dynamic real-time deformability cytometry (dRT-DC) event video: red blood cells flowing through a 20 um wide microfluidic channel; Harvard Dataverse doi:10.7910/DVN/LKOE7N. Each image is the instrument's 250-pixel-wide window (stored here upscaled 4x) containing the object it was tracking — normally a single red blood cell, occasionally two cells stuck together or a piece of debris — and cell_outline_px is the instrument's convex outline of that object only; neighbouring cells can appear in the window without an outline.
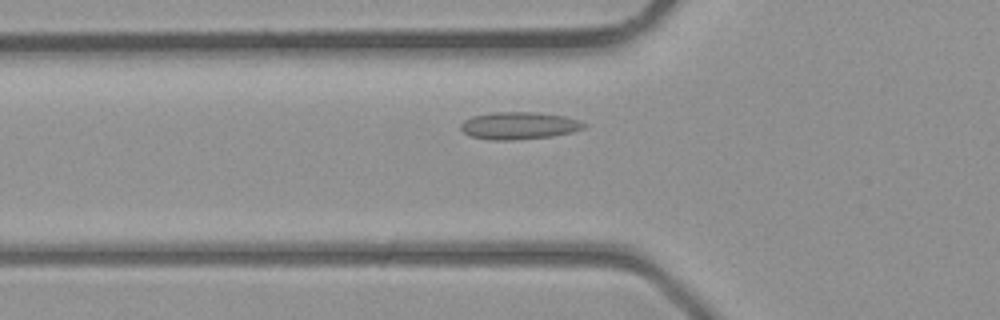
{"species": "common noctule bat (a hibernating species)", "species_latin": "Nyctalus noctula", "temperature_condition": "room temperature", "stored_images_in_passage": 33, "camera_frame_rate_fps": 3000, "um_per_image_px": 0.085, "animal": {"sex": "male", "body_mass_g": 23.1, "forearm_length_mm": 52.7}, "frame": {"image": 1, "passage_image": 9, "time_ms": 2.667, "image_size_px": [1000, 320], "cell_outline_px": [[588, 124], [584, 128], [572, 132], [552, 136], [512, 140], [492, 140], [472, 136], [464, 132], [460, 128], [460, 124], [464, 120], [472, 116], [492, 112], [536, 112], [564, 116], [580, 120]], "centroid_in_image_um": [44.13, 10.67], "position_along_channel_um": 81.7, "area_um2": 19.65}}
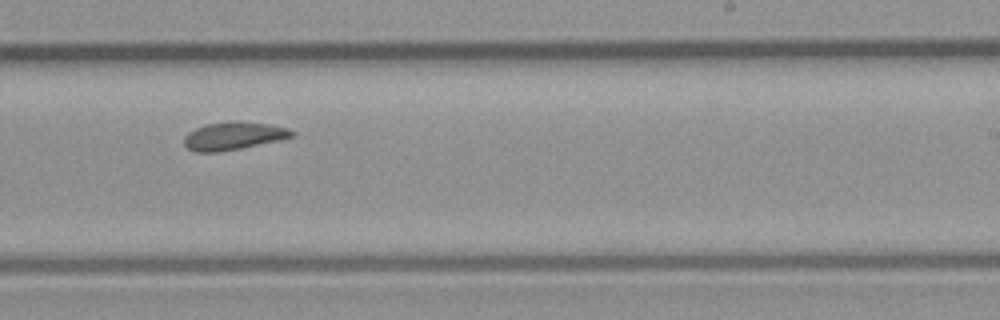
{"frame": {"image": 2, "passage_image": 20, "time_ms": 6.333, "image_size_px": [1000, 320], "cell_outline_px": [[296, 132], [292, 136], [280, 140], [240, 148], [216, 152], [196, 152], [188, 148], [184, 144], [184, 136], [188, 132], [196, 128], [208, 124], [236, 120], [268, 124], [288, 128]], "centroid_in_image_um": [19.85, 11.54], "position_along_channel_um": 269.2, "area_um2": 17.4}}
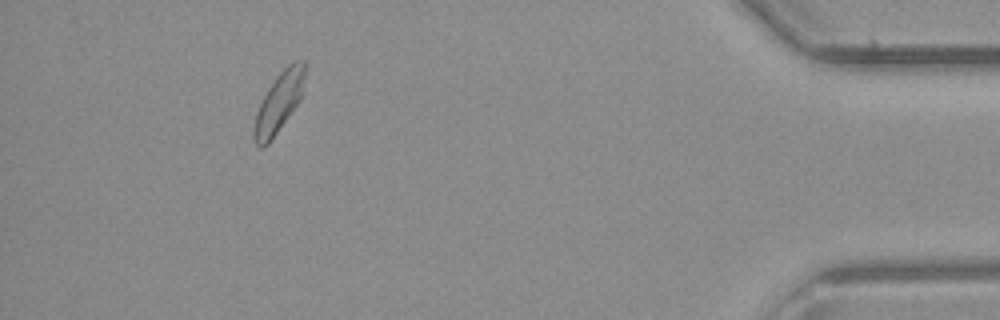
{"frame": {"image": 3, "passage_image": 32, "time_ms": 10.333, "image_size_px": [1000, 320], "cell_outline_px": [[304, 92], [300, 100], [268, 144], [260, 148], [252, 140], [252, 132], [256, 112], [268, 88], [276, 76], [288, 64], [296, 60], [304, 60]], "centroid_in_image_um": [23.69, 8.72], "position_along_channel_um": 411.5, "area_um2": 17.69}}